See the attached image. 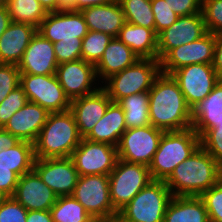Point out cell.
<instances>
[{"label":"cell","mask_w":222,"mask_h":222,"mask_svg":"<svg viewBox=\"0 0 222 222\" xmlns=\"http://www.w3.org/2000/svg\"><path fill=\"white\" fill-rule=\"evenodd\" d=\"M148 93L152 126L163 131H180L192 127V109L171 75L160 73Z\"/></svg>","instance_id":"obj_1"},{"label":"cell","mask_w":222,"mask_h":222,"mask_svg":"<svg viewBox=\"0 0 222 222\" xmlns=\"http://www.w3.org/2000/svg\"><path fill=\"white\" fill-rule=\"evenodd\" d=\"M222 179V169L201 146L165 181L172 196H201Z\"/></svg>","instance_id":"obj_2"},{"label":"cell","mask_w":222,"mask_h":222,"mask_svg":"<svg viewBox=\"0 0 222 222\" xmlns=\"http://www.w3.org/2000/svg\"><path fill=\"white\" fill-rule=\"evenodd\" d=\"M72 111L50 113L34 144L35 158L71 157L81 142Z\"/></svg>","instance_id":"obj_3"},{"label":"cell","mask_w":222,"mask_h":222,"mask_svg":"<svg viewBox=\"0 0 222 222\" xmlns=\"http://www.w3.org/2000/svg\"><path fill=\"white\" fill-rule=\"evenodd\" d=\"M200 147V137L191 128L164 131L158 149L149 165L152 180L166 181L175 167Z\"/></svg>","instance_id":"obj_4"},{"label":"cell","mask_w":222,"mask_h":222,"mask_svg":"<svg viewBox=\"0 0 222 222\" xmlns=\"http://www.w3.org/2000/svg\"><path fill=\"white\" fill-rule=\"evenodd\" d=\"M161 73L158 59H138L133 65L103 81L101 87L112 102L143 91H149L154 79Z\"/></svg>","instance_id":"obj_5"},{"label":"cell","mask_w":222,"mask_h":222,"mask_svg":"<svg viewBox=\"0 0 222 222\" xmlns=\"http://www.w3.org/2000/svg\"><path fill=\"white\" fill-rule=\"evenodd\" d=\"M171 198L165 181L152 180L118 212V217L123 222H163Z\"/></svg>","instance_id":"obj_6"},{"label":"cell","mask_w":222,"mask_h":222,"mask_svg":"<svg viewBox=\"0 0 222 222\" xmlns=\"http://www.w3.org/2000/svg\"><path fill=\"white\" fill-rule=\"evenodd\" d=\"M110 200L113 208L122 210L148 183L152 181L149 166L118 159L108 175Z\"/></svg>","instance_id":"obj_7"},{"label":"cell","mask_w":222,"mask_h":222,"mask_svg":"<svg viewBox=\"0 0 222 222\" xmlns=\"http://www.w3.org/2000/svg\"><path fill=\"white\" fill-rule=\"evenodd\" d=\"M72 196L91 217L102 220L118 216L110 200L109 177L107 175L79 176Z\"/></svg>","instance_id":"obj_8"},{"label":"cell","mask_w":222,"mask_h":222,"mask_svg":"<svg viewBox=\"0 0 222 222\" xmlns=\"http://www.w3.org/2000/svg\"><path fill=\"white\" fill-rule=\"evenodd\" d=\"M20 86L28 101L37 103L49 113L63 112L70 109L71 101L56 75H31L20 73Z\"/></svg>","instance_id":"obj_9"},{"label":"cell","mask_w":222,"mask_h":222,"mask_svg":"<svg viewBox=\"0 0 222 222\" xmlns=\"http://www.w3.org/2000/svg\"><path fill=\"white\" fill-rule=\"evenodd\" d=\"M164 131L154 126L128 128L117 146L118 159L149 166Z\"/></svg>","instance_id":"obj_10"},{"label":"cell","mask_w":222,"mask_h":222,"mask_svg":"<svg viewBox=\"0 0 222 222\" xmlns=\"http://www.w3.org/2000/svg\"><path fill=\"white\" fill-rule=\"evenodd\" d=\"M170 75L178 83L191 109L204 100L221 79L213 68V64L202 63L179 68Z\"/></svg>","instance_id":"obj_11"},{"label":"cell","mask_w":222,"mask_h":222,"mask_svg":"<svg viewBox=\"0 0 222 222\" xmlns=\"http://www.w3.org/2000/svg\"><path fill=\"white\" fill-rule=\"evenodd\" d=\"M71 159L79 176L109 175L118 160L117 147L82 138Z\"/></svg>","instance_id":"obj_12"},{"label":"cell","mask_w":222,"mask_h":222,"mask_svg":"<svg viewBox=\"0 0 222 222\" xmlns=\"http://www.w3.org/2000/svg\"><path fill=\"white\" fill-rule=\"evenodd\" d=\"M215 34L207 32L199 39L171 49L160 60L161 73L170 75L173 71L191 64H213Z\"/></svg>","instance_id":"obj_13"},{"label":"cell","mask_w":222,"mask_h":222,"mask_svg":"<svg viewBox=\"0 0 222 222\" xmlns=\"http://www.w3.org/2000/svg\"><path fill=\"white\" fill-rule=\"evenodd\" d=\"M33 169L57 197L72 195L79 175L71 157L36 158Z\"/></svg>","instance_id":"obj_14"},{"label":"cell","mask_w":222,"mask_h":222,"mask_svg":"<svg viewBox=\"0 0 222 222\" xmlns=\"http://www.w3.org/2000/svg\"><path fill=\"white\" fill-rule=\"evenodd\" d=\"M55 75L70 101L99 88L95 86L98 80L95 65L83 59L58 64Z\"/></svg>","instance_id":"obj_15"},{"label":"cell","mask_w":222,"mask_h":222,"mask_svg":"<svg viewBox=\"0 0 222 222\" xmlns=\"http://www.w3.org/2000/svg\"><path fill=\"white\" fill-rule=\"evenodd\" d=\"M202 12L179 18L157 35L158 60L171 49L191 43L207 33Z\"/></svg>","instance_id":"obj_16"},{"label":"cell","mask_w":222,"mask_h":222,"mask_svg":"<svg viewBox=\"0 0 222 222\" xmlns=\"http://www.w3.org/2000/svg\"><path fill=\"white\" fill-rule=\"evenodd\" d=\"M37 32L52 43H56L63 39H83L88 28L80 11H54L47 13Z\"/></svg>","instance_id":"obj_17"},{"label":"cell","mask_w":222,"mask_h":222,"mask_svg":"<svg viewBox=\"0 0 222 222\" xmlns=\"http://www.w3.org/2000/svg\"><path fill=\"white\" fill-rule=\"evenodd\" d=\"M12 197L27 211L50 210L57 199L55 193L42 181L34 169L19 177Z\"/></svg>","instance_id":"obj_18"},{"label":"cell","mask_w":222,"mask_h":222,"mask_svg":"<svg viewBox=\"0 0 222 222\" xmlns=\"http://www.w3.org/2000/svg\"><path fill=\"white\" fill-rule=\"evenodd\" d=\"M57 66L53 43L38 32L31 39L17 65L20 73L31 75H54Z\"/></svg>","instance_id":"obj_19"},{"label":"cell","mask_w":222,"mask_h":222,"mask_svg":"<svg viewBox=\"0 0 222 222\" xmlns=\"http://www.w3.org/2000/svg\"><path fill=\"white\" fill-rule=\"evenodd\" d=\"M111 102L112 100L101 86L91 94L71 100L70 110L82 138H85L104 116Z\"/></svg>","instance_id":"obj_20"},{"label":"cell","mask_w":222,"mask_h":222,"mask_svg":"<svg viewBox=\"0 0 222 222\" xmlns=\"http://www.w3.org/2000/svg\"><path fill=\"white\" fill-rule=\"evenodd\" d=\"M49 114L45 108L37 103L28 101L11 116L3 129L19 140L34 143Z\"/></svg>","instance_id":"obj_21"},{"label":"cell","mask_w":222,"mask_h":222,"mask_svg":"<svg viewBox=\"0 0 222 222\" xmlns=\"http://www.w3.org/2000/svg\"><path fill=\"white\" fill-rule=\"evenodd\" d=\"M36 32L33 25L11 22L0 37V63L18 65Z\"/></svg>","instance_id":"obj_22"},{"label":"cell","mask_w":222,"mask_h":222,"mask_svg":"<svg viewBox=\"0 0 222 222\" xmlns=\"http://www.w3.org/2000/svg\"><path fill=\"white\" fill-rule=\"evenodd\" d=\"M81 13L84 16L88 30L107 33L112 37H118L120 30L126 23L118 0L106 5L83 9Z\"/></svg>","instance_id":"obj_23"},{"label":"cell","mask_w":222,"mask_h":222,"mask_svg":"<svg viewBox=\"0 0 222 222\" xmlns=\"http://www.w3.org/2000/svg\"><path fill=\"white\" fill-rule=\"evenodd\" d=\"M126 130L124 110L118 103L111 102L85 139L117 147Z\"/></svg>","instance_id":"obj_24"},{"label":"cell","mask_w":222,"mask_h":222,"mask_svg":"<svg viewBox=\"0 0 222 222\" xmlns=\"http://www.w3.org/2000/svg\"><path fill=\"white\" fill-rule=\"evenodd\" d=\"M140 59L131 48L124 44L118 37H113L104 50V54L95 65L96 77L105 81L112 75L133 65Z\"/></svg>","instance_id":"obj_25"},{"label":"cell","mask_w":222,"mask_h":222,"mask_svg":"<svg viewBox=\"0 0 222 222\" xmlns=\"http://www.w3.org/2000/svg\"><path fill=\"white\" fill-rule=\"evenodd\" d=\"M213 125H222V79L192 109V129L201 137Z\"/></svg>","instance_id":"obj_26"},{"label":"cell","mask_w":222,"mask_h":222,"mask_svg":"<svg viewBox=\"0 0 222 222\" xmlns=\"http://www.w3.org/2000/svg\"><path fill=\"white\" fill-rule=\"evenodd\" d=\"M163 222H209V215L200 196H172Z\"/></svg>","instance_id":"obj_27"},{"label":"cell","mask_w":222,"mask_h":222,"mask_svg":"<svg viewBox=\"0 0 222 222\" xmlns=\"http://www.w3.org/2000/svg\"><path fill=\"white\" fill-rule=\"evenodd\" d=\"M118 38L140 59H158L157 34L152 29L126 22Z\"/></svg>","instance_id":"obj_28"},{"label":"cell","mask_w":222,"mask_h":222,"mask_svg":"<svg viewBox=\"0 0 222 222\" xmlns=\"http://www.w3.org/2000/svg\"><path fill=\"white\" fill-rule=\"evenodd\" d=\"M34 144L20 140L15 146L0 152V166L10 167L19 177L34 168Z\"/></svg>","instance_id":"obj_29"},{"label":"cell","mask_w":222,"mask_h":222,"mask_svg":"<svg viewBox=\"0 0 222 222\" xmlns=\"http://www.w3.org/2000/svg\"><path fill=\"white\" fill-rule=\"evenodd\" d=\"M118 104L125 114L126 128H137L150 125L149 93L143 91L121 99Z\"/></svg>","instance_id":"obj_30"},{"label":"cell","mask_w":222,"mask_h":222,"mask_svg":"<svg viewBox=\"0 0 222 222\" xmlns=\"http://www.w3.org/2000/svg\"><path fill=\"white\" fill-rule=\"evenodd\" d=\"M6 8L11 21L39 27L47 12L37 0H8Z\"/></svg>","instance_id":"obj_31"},{"label":"cell","mask_w":222,"mask_h":222,"mask_svg":"<svg viewBox=\"0 0 222 222\" xmlns=\"http://www.w3.org/2000/svg\"><path fill=\"white\" fill-rule=\"evenodd\" d=\"M50 213L53 222H86L91 217L72 195L57 197Z\"/></svg>","instance_id":"obj_32"},{"label":"cell","mask_w":222,"mask_h":222,"mask_svg":"<svg viewBox=\"0 0 222 222\" xmlns=\"http://www.w3.org/2000/svg\"><path fill=\"white\" fill-rule=\"evenodd\" d=\"M126 22L152 29L155 32V19L151 0H118Z\"/></svg>","instance_id":"obj_33"},{"label":"cell","mask_w":222,"mask_h":222,"mask_svg":"<svg viewBox=\"0 0 222 222\" xmlns=\"http://www.w3.org/2000/svg\"><path fill=\"white\" fill-rule=\"evenodd\" d=\"M112 38L113 37L107 33L88 30L87 34L82 39V59L96 65L102 58L104 50Z\"/></svg>","instance_id":"obj_34"},{"label":"cell","mask_w":222,"mask_h":222,"mask_svg":"<svg viewBox=\"0 0 222 222\" xmlns=\"http://www.w3.org/2000/svg\"><path fill=\"white\" fill-rule=\"evenodd\" d=\"M201 12L207 31L222 33V0H202Z\"/></svg>","instance_id":"obj_35"},{"label":"cell","mask_w":222,"mask_h":222,"mask_svg":"<svg viewBox=\"0 0 222 222\" xmlns=\"http://www.w3.org/2000/svg\"><path fill=\"white\" fill-rule=\"evenodd\" d=\"M28 102L27 96L21 86L11 91L0 103V127L9 121L11 116Z\"/></svg>","instance_id":"obj_36"},{"label":"cell","mask_w":222,"mask_h":222,"mask_svg":"<svg viewBox=\"0 0 222 222\" xmlns=\"http://www.w3.org/2000/svg\"><path fill=\"white\" fill-rule=\"evenodd\" d=\"M200 146L206 150L222 169V125H213L200 137Z\"/></svg>","instance_id":"obj_37"},{"label":"cell","mask_w":222,"mask_h":222,"mask_svg":"<svg viewBox=\"0 0 222 222\" xmlns=\"http://www.w3.org/2000/svg\"><path fill=\"white\" fill-rule=\"evenodd\" d=\"M200 197L205 204L209 220L222 222V179Z\"/></svg>","instance_id":"obj_38"},{"label":"cell","mask_w":222,"mask_h":222,"mask_svg":"<svg viewBox=\"0 0 222 222\" xmlns=\"http://www.w3.org/2000/svg\"><path fill=\"white\" fill-rule=\"evenodd\" d=\"M151 7L155 19V33L157 35L164 29L169 28L179 18L165 0H151Z\"/></svg>","instance_id":"obj_39"},{"label":"cell","mask_w":222,"mask_h":222,"mask_svg":"<svg viewBox=\"0 0 222 222\" xmlns=\"http://www.w3.org/2000/svg\"><path fill=\"white\" fill-rule=\"evenodd\" d=\"M20 86V71L15 64L0 63V103Z\"/></svg>","instance_id":"obj_40"},{"label":"cell","mask_w":222,"mask_h":222,"mask_svg":"<svg viewBox=\"0 0 222 222\" xmlns=\"http://www.w3.org/2000/svg\"><path fill=\"white\" fill-rule=\"evenodd\" d=\"M81 44V38H76V40L63 39L59 42L53 43L55 57L58 64L82 59Z\"/></svg>","instance_id":"obj_41"},{"label":"cell","mask_w":222,"mask_h":222,"mask_svg":"<svg viewBox=\"0 0 222 222\" xmlns=\"http://www.w3.org/2000/svg\"><path fill=\"white\" fill-rule=\"evenodd\" d=\"M28 211L12 196L0 205V222H26Z\"/></svg>","instance_id":"obj_42"},{"label":"cell","mask_w":222,"mask_h":222,"mask_svg":"<svg viewBox=\"0 0 222 222\" xmlns=\"http://www.w3.org/2000/svg\"><path fill=\"white\" fill-rule=\"evenodd\" d=\"M178 15L187 16L201 12L202 0H165Z\"/></svg>","instance_id":"obj_43"},{"label":"cell","mask_w":222,"mask_h":222,"mask_svg":"<svg viewBox=\"0 0 222 222\" xmlns=\"http://www.w3.org/2000/svg\"><path fill=\"white\" fill-rule=\"evenodd\" d=\"M19 176L10 167L0 166V191L6 196H13Z\"/></svg>","instance_id":"obj_44"},{"label":"cell","mask_w":222,"mask_h":222,"mask_svg":"<svg viewBox=\"0 0 222 222\" xmlns=\"http://www.w3.org/2000/svg\"><path fill=\"white\" fill-rule=\"evenodd\" d=\"M213 68L217 75L222 78V33L215 34V52Z\"/></svg>","instance_id":"obj_45"},{"label":"cell","mask_w":222,"mask_h":222,"mask_svg":"<svg viewBox=\"0 0 222 222\" xmlns=\"http://www.w3.org/2000/svg\"><path fill=\"white\" fill-rule=\"evenodd\" d=\"M26 222H53L50 210L28 211Z\"/></svg>","instance_id":"obj_46"},{"label":"cell","mask_w":222,"mask_h":222,"mask_svg":"<svg viewBox=\"0 0 222 222\" xmlns=\"http://www.w3.org/2000/svg\"><path fill=\"white\" fill-rule=\"evenodd\" d=\"M20 140L0 127V152L15 146Z\"/></svg>","instance_id":"obj_47"},{"label":"cell","mask_w":222,"mask_h":222,"mask_svg":"<svg viewBox=\"0 0 222 222\" xmlns=\"http://www.w3.org/2000/svg\"><path fill=\"white\" fill-rule=\"evenodd\" d=\"M115 0H76V11H82L83 9L99 6V5H106L111 3Z\"/></svg>","instance_id":"obj_48"},{"label":"cell","mask_w":222,"mask_h":222,"mask_svg":"<svg viewBox=\"0 0 222 222\" xmlns=\"http://www.w3.org/2000/svg\"><path fill=\"white\" fill-rule=\"evenodd\" d=\"M11 18L6 6L0 7V37L11 23Z\"/></svg>","instance_id":"obj_49"},{"label":"cell","mask_w":222,"mask_h":222,"mask_svg":"<svg viewBox=\"0 0 222 222\" xmlns=\"http://www.w3.org/2000/svg\"><path fill=\"white\" fill-rule=\"evenodd\" d=\"M57 11H76V0H58Z\"/></svg>","instance_id":"obj_50"},{"label":"cell","mask_w":222,"mask_h":222,"mask_svg":"<svg viewBox=\"0 0 222 222\" xmlns=\"http://www.w3.org/2000/svg\"><path fill=\"white\" fill-rule=\"evenodd\" d=\"M47 13L57 11L58 0H37Z\"/></svg>","instance_id":"obj_51"},{"label":"cell","mask_w":222,"mask_h":222,"mask_svg":"<svg viewBox=\"0 0 222 222\" xmlns=\"http://www.w3.org/2000/svg\"><path fill=\"white\" fill-rule=\"evenodd\" d=\"M103 222H123L118 216L110 219L103 220Z\"/></svg>","instance_id":"obj_52"},{"label":"cell","mask_w":222,"mask_h":222,"mask_svg":"<svg viewBox=\"0 0 222 222\" xmlns=\"http://www.w3.org/2000/svg\"><path fill=\"white\" fill-rule=\"evenodd\" d=\"M86 222H103V220L95 217H90Z\"/></svg>","instance_id":"obj_53"},{"label":"cell","mask_w":222,"mask_h":222,"mask_svg":"<svg viewBox=\"0 0 222 222\" xmlns=\"http://www.w3.org/2000/svg\"><path fill=\"white\" fill-rule=\"evenodd\" d=\"M8 196H6L3 192L0 191V205L4 202V200L7 198Z\"/></svg>","instance_id":"obj_54"},{"label":"cell","mask_w":222,"mask_h":222,"mask_svg":"<svg viewBox=\"0 0 222 222\" xmlns=\"http://www.w3.org/2000/svg\"><path fill=\"white\" fill-rule=\"evenodd\" d=\"M8 0H0V7L6 6Z\"/></svg>","instance_id":"obj_55"}]
</instances>
